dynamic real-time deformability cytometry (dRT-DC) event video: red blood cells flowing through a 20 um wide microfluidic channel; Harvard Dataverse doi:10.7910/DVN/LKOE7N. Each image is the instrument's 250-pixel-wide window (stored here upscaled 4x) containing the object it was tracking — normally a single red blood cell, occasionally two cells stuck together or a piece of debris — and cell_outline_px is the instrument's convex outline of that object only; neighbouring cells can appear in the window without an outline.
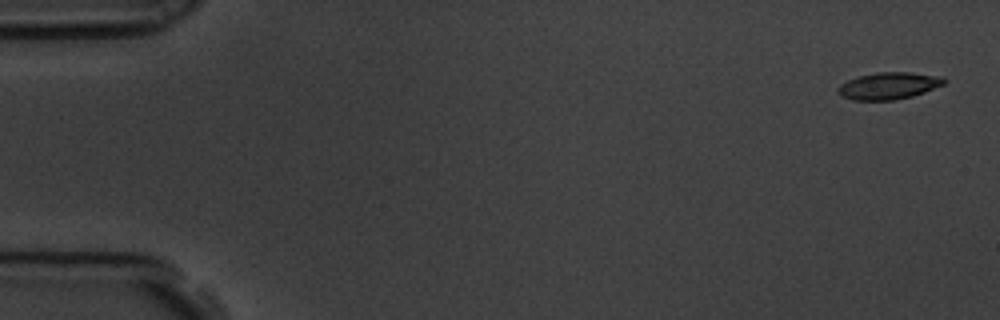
{"species": "common noctule bat (a hibernating species)", "species_latin": "Nyctalus noctula", "temperature_condition": "room temperature", "stored_images_in_passage": 6, "camera_frame_rate_fps": 3000, "um_per_image_px": 0.085, "animal": {"sex": "male", "body_mass_g": 19.5, "forearm_length_mm": 54.6}, "frame": {"image": 1, "passage_image": 1, "time_ms": 0.0, "image_size_px": [1000, 320], "cell_outline_px": [[948, 80], [944, 84], [924, 92], [912, 96], [896, 100], [852, 100], [840, 96], [836, 92], [836, 88], [840, 84], [848, 80], [860, 76], [876, 72], [908, 72], [944, 76]], "centroid_in_image_um": [75.54, 7.29], "position_along_channel_um": 9.5, "area_um2": 16.88}}
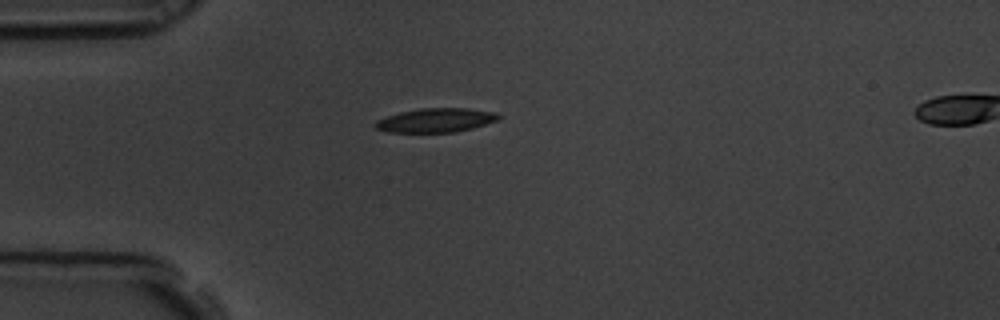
{"frame": {"image": 2, "passage_image": 5, "time_ms": 1.333, "image_size_px": [1000, 320], "cell_outline_px": [[500, 116], [496, 120], [472, 128], [456, 132], [388, 132], [376, 128], [372, 124], [376, 120], [400, 112], [420, 108], [468, 108], [496, 112]], "centroid_in_image_um": [37.01, 10.22], "position_along_channel_um": 48.0, "area_um2": 17.17}}